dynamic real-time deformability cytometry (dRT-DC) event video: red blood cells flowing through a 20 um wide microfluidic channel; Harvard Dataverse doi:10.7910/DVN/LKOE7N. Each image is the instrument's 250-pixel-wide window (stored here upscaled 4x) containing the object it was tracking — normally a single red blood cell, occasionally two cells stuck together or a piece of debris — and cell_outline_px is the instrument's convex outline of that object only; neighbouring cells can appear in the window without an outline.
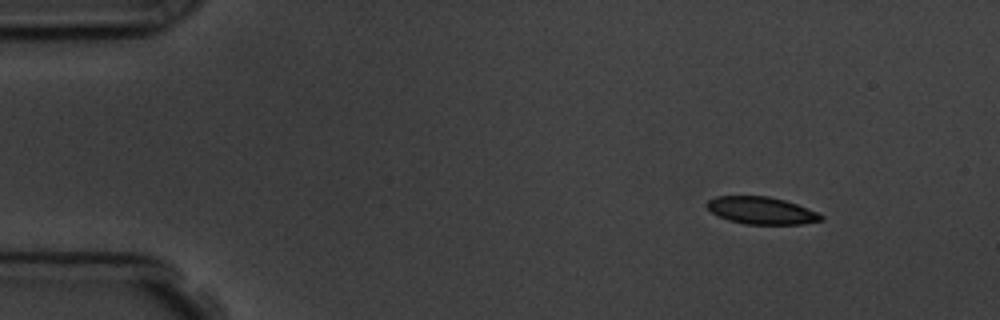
{"species": "common noctule bat (a hibernating species)", "species_latin": "Nyctalus noctula", "temperature_condition": "room temperature", "stored_images_in_passage": 14, "camera_frame_rate_fps": 3000, "um_per_image_px": 0.085, "animal": {"sex": "male", "body_mass_g": 19.5, "forearm_length_mm": 54.6}, "frame": {"image": 1, "passage_image": 1, "time_ms": 0.0, "image_size_px": [1000, 320], "cell_outline_px": [[824, 220], [800, 224], [744, 224], [728, 220], [712, 212], [704, 204], [708, 200], [716, 196], [768, 196], [784, 200], [796, 204], [816, 212], [824, 216]], "centroid_in_image_um": [64.7, 17.89], "position_along_channel_um": 20.3, "area_um2": 18.03}, "authors_computed_cell_mechanics": {"area_um2": 19.7387, "velocity_mm_per_s": 3.8242, "shape_relaxation_time_tau1_ms": null, "shape_relaxation_time_tau2_ms": 2.041, "deformation_change_tau1": null, "deformation_change_tau2": 0.0407}}